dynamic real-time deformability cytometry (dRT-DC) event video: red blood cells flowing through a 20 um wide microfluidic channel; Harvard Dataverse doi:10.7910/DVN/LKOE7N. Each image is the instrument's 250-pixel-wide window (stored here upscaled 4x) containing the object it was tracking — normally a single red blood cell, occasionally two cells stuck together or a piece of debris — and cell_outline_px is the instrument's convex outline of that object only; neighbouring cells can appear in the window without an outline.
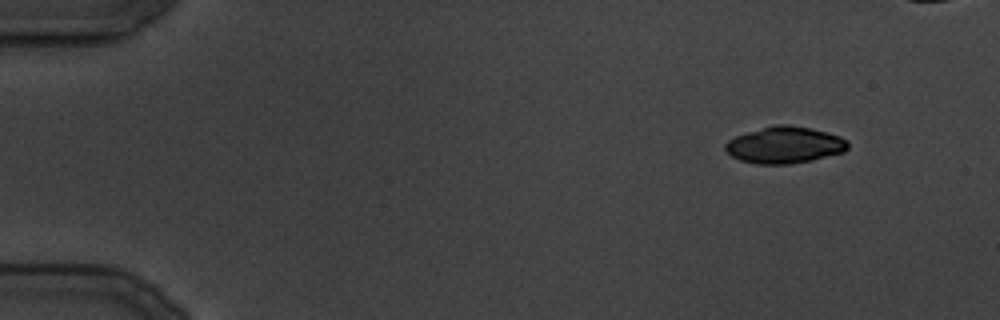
{"species": "common noctule bat (a hibernating species)", "species_latin": "Nyctalus noctula", "temperature_condition": "cold", "stored_images_in_passage": 30, "camera_frame_rate_fps": 3000, "um_per_image_px": 0.085, "animal": {"sex": "male", "body_mass_g": 19.5, "forearm_length_mm": 54.6}, "frame": {"image": 1, "passage_image": 1, "time_ms": 0.0, "image_size_px": [1000, 320], "cell_outline_px": [[848, 148], [844, 152], [812, 160], [788, 164], [756, 164], [740, 160], [732, 156], [724, 148], [724, 144], [728, 140], [736, 136], [748, 132], [776, 124], [788, 124], [812, 128], [828, 132], [840, 136], [848, 140]], "centroid_in_image_um": [66.72, 12.32], "position_along_channel_um": 18.3, "area_um2": 26.24}}
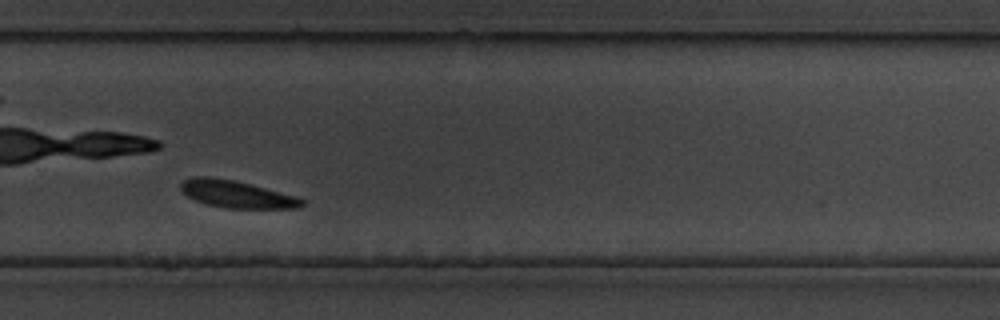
{"frame": {"image": 2, "passage_image": 22, "time_ms": 26.0, "image_size_px": [1000, 320], "cell_outline_px": [[304, 204], [300, 208], [228, 208], [208, 204], [196, 200], [188, 196], [180, 188], [180, 184], [184, 180], [192, 176], [208, 176], [232, 180], [252, 184], [296, 196], [304, 200]], "centroid_in_image_um": [20.13, 16.5], "position_along_channel_um": 309.7, "area_um2": 19.07}}